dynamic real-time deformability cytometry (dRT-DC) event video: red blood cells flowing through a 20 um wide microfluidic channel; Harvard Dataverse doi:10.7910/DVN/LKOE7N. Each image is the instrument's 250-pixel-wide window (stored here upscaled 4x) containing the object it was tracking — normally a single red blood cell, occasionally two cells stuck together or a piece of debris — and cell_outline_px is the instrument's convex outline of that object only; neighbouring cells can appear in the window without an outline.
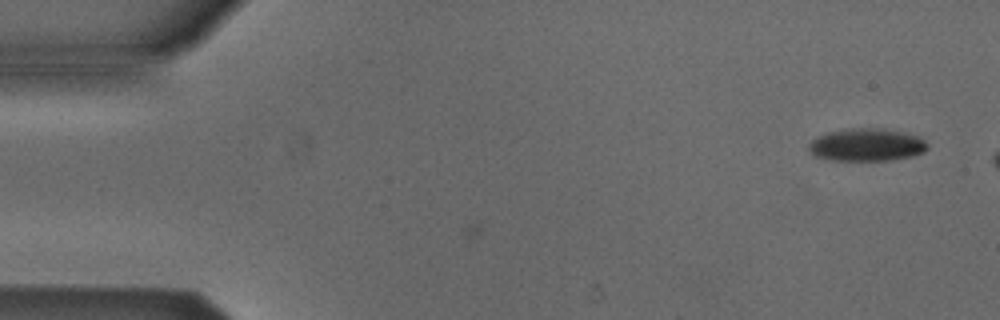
{"species": "Egyptian fruit bat (a non-hibernating species)", "species_latin": "Rousettus aegyptiacus", "temperature_condition": "cold", "stored_images_in_passage": 2, "camera_frame_rate_fps": 3000, "um_per_image_px": 0.085, "animal": {"sex": "male"}, "frame": {"image": 1, "passage_image": 2, "time_ms": 0.333, "image_size_px": [1000, 320], "cell_outline_px": [[928, 148], [924, 152], [912, 156], [888, 160], [832, 160], [816, 156], [808, 148], [808, 144], [816, 136], [828, 132], [852, 128], [884, 128], [904, 132], [920, 136], [928, 144]], "centroid_in_image_um": [73.69, 12.3], "position_along_channel_um": 11.3, "area_um2": 22.66}}